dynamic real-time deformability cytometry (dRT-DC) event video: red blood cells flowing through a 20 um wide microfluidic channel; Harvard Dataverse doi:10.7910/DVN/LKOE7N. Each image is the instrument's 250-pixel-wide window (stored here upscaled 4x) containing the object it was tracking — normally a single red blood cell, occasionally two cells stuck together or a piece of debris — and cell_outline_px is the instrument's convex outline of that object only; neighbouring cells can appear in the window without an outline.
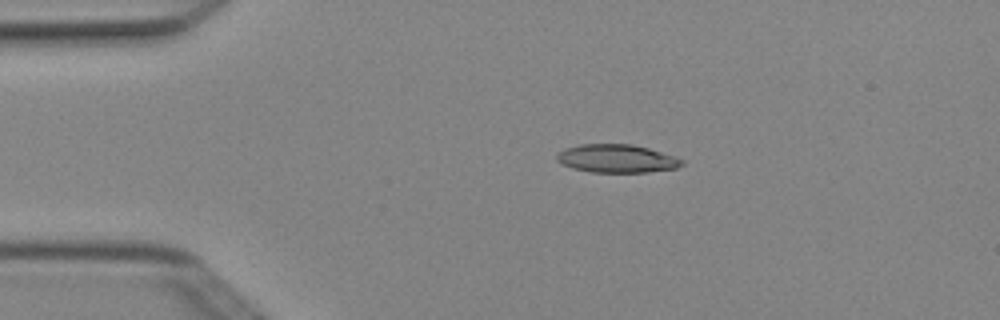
{"species": "Egyptian fruit bat (a non-hibernating species)", "species_latin": "Rousettus aegyptiacus", "temperature_condition": "cold", "stored_images_in_passage": 3, "camera_frame_rate_fps": 3000, "um_per_image_px": 0.085, "animal": {"sex": "female"}, "frame": {"image": 1, "passage_image": 3, "time_ms": 0.667, "image_size_px": [1000, 320], "cell_outline_px": [[684, 164], [676, 168], [648, 172], [592, 172], [572, 168], [560, 164], [556, 160], [556, 156], [564, 148], [580, 144], [632, 144], [648, 148], [676, 156], [684, 160]], "centroid_in_image_um": [52.42, 13.47], "position_along_channel_um": 32.6, "area_um2": 20.69}}